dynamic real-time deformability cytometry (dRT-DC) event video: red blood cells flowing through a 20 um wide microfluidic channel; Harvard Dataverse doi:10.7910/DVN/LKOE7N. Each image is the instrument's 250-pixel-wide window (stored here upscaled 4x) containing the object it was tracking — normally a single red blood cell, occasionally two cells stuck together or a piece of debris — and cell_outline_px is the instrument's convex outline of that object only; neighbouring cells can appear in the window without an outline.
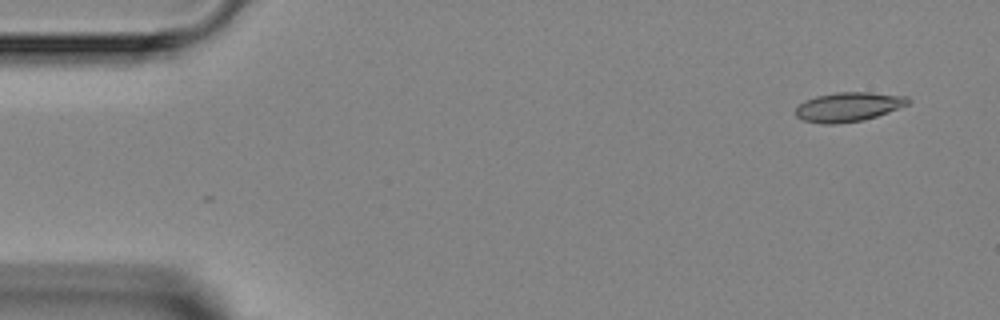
{"species": "Egyptian fruit bat (a non-hibernating species)", "species_latin": "Rousettus aegyptiacus", "temperature_condition": "room temperature", "stored_images_in_passage": 4, "camera_frame_rate_fps": 3000, "um_per_image_px": 0.085, "animal": {"sex": "female"}, "frame": {"image": 1, "passage_image": 1, "time_ms": 0.0, "image_size_px": [1000, 320], "cell_outline_px": [[912, 100], [908, 104], [888, 112], [864, 120], [836, 124], [824, 124], [804, 120], [796, 116], [796, 108], [804, 100], [816, 96], [836, 92], [872, 92], [908, 96]], "centroid_in_image_um": [72.14, 9.07], "position_along_channel_um": 12.9, "area_um2": 19.25}}
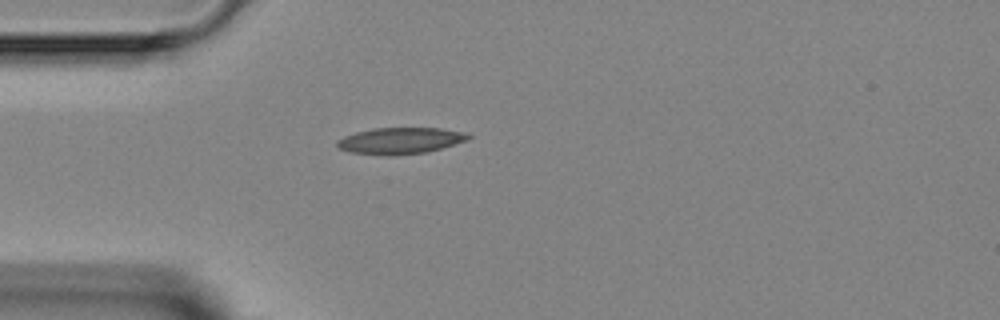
{"frame": {"image": 2, "passage_image": 4, "time_ms": 3.333, "image_size_px": [1000, 320], "cell_outline_px": [[472, 136], [468, 140], [428, 152], [392, 156], [388, 156], [352, 152], [340, 148], [336, 144], [336, 140], [344, 136], [356, 132], [372, 128], [440, 128], [464, 132]], "centroid_in_image_um": [34.03, 11.96], "position_along_channel_um": 51.0, "area_um2": 20.23}}